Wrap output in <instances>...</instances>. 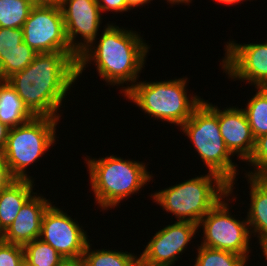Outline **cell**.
I'll return each mask as SVG.
<instances>
[{"mask_svg":"<svg viewBox=\"0 0 267 266\" xmlns=\"http://www.w3.org/2000/svg\"><path fill=\"white\" fill-rule=\"evenodd\" d=\"M222 68L233 79L246 80L255 87H267V41L259 44L227 42Z\"/></svg>","mask_w":267,"mask_h":266,"instance_id":"12","label":"cell"},{"mask_svg":"<svg viewBox=\"0 0 267 266\" xmlns=\"http://www.w3.org/2000/svg\"><path fill=\"white\" fill-rule=\"evenodd\" d=\"M187 79L136 82L123 87V92L149 116L182 126L203 101L197 95L187 96Z\"/></svg>","mask_w":267,"mask_h":266,"instance_id":"6","label":"cell"},{"mask_svg":"<svg viewBox=\"0 0 267 266\" xmlns=\"http://www.w3.org/2000/svg\"><path fill=\"white\" fill-rule=\"evenodd\" d=\"M33 117L15 89L6 80H0V121L14 128Z\"/></svg>","mask_w":267,"mask_h":266,"instance_id":"18","label":"cell"},{"mask_svg":"<svg viewBox=\"0 0 267 266\" xmlns=\"http://www.w3.org/2000/svg\"><path fill=\"white\" fill-rule=\"evenodd\" d=\"M3 232L4 231L0 228V239L2 238Z\"/></svg>","mask_w":267,"mask_h":266,"instance_id":"37","label":"cell"},{"mask_svg":"<svg viewBox=\"0 0 267 266\" xmlns=\"http://www.w3.org/2000/svg\"><path fill=\"white\" fill-rule=\"evenodd\" d=\"M62 0H31L34 5H60Z\"/></svg>","mask_w":267,"mask_h":266,"instance_id":"32","label":"cell"},{"mask_svg":"<svg viewBox=\"0 0 267 266\" xmlns=\"http://www.w3.org/2000/svg\"><path fill=\"white\" fill-rule=\"evenodd\" d=\"M87 233L60 208L50 204L42 219L40 239L63 258L83 255L89 240Z\"/></svg>","mask_w":267,"mask_h":266,"instance_id":"10","label":"cell"},{"mask_svg":"<svg viewBox=\"0 0 267 266\" xmlns=\"http://www.w3.org/2000/svg\"><path fill=\"white\" fill-rule=\"evenodd\" d=\"M24 262L29 266H58L63 257L40 238L23 246Z\"/></svg>","mask_w":267,"mask_h":266,"instance_id":"22","label":"cell"},{"mask_svg":"<svg viewBox=\"0 0 267 266\" xmlns=\"http://www.w3.org/2000/svg\"><path fill=\"white\" fill-rule=\"evenodd\" d=\"M191 0H170L171 4H179V3H189Z\"/></svg>","mask_w":267,"mask_h":266,"instance_id":"36","label":"cell"},{"mask_svg":"<svg viewBox=\"0 0 267 266\" xmlns=\"http://www.w3.org/2000/svg\"><path fill=\"white\" fill-rule=\"evenodd\" d=\"M92 191L102 209L117 206L121 200L138 193L152 180L142 162L124 160L113 155L106 158H86Z\"/></svg>","mask_w":267,"mask_h":266,"instance_id":"4","label":"cell"},{"mask_svg":"<svg viewBox=\"0 0 267 266\" xmlns=\"http://www.w3.org/2000/svg\"><path fill=\"white\" fill-rule=\"evenodd\" d=\"M126 1H127V7L129 9H132L133 7L134 9L135 7H138L140 5L149 3L151 0H126Z\"/></svg>","mask_w":267,"mask_h":266,"instance_id":"33","label":"cell"},{"mask_svg":"<svg viewBox=\"0 0 267 266\" xmlns=\"http://www.w3.org/2000/svg\"><path fill=\"white\" fill-rule=\"evenodd\" d=\"M58 120L59 118L52 117H33L24 124L10 128L2 155L15 179H31L25 169L36 160L39 161L53 145Z\"/></svg>","mask_w":267,"mask_h":266,"instance_id":"7","label":"cell"},{"mask_svg":"<svg viewBox=\"0 0 267 266\" xmlns=\"http://www.w3.org/2000/svg\"><path fill=\"white\" fill-rule=\"evenodd\" d=\"M10 128L0 121V154L3 153Z\"/></svg>","mask_w":267,"mask_h":266,"instance_id":"31","label":"cell"},{"mask_svg":"<svg viewBox=\"0 0 267 266\" xmlns=\"http://www.w3.org/2000/svg\"><path fill=\"white\" fill-rule=\"evenodd\" d=\"M36 52L24 41L0 63V80H7L13 74L24 70L36 56Z\"/></svg>","mask_w":267,"mask_h":266,"instance_id":"24","label":"cell"},{"mask_svg":"<svg viewBox=\"0 0 267 266\" xmlns=\"http://www.w3.org/2000/svg\"><path fill=\"white\" fill-rule=\"evenodd\" d=\"M77 78V63L66 52H51L37 53L6 81L34 117L60 118L57 110Z\"/></svg>","mask_w":267,"mask_h":266,"instance_id":"1","label":"cell"},{"mask_svg":"<svg viewBox=\"0 0 267 266\" xmlns=\"http://www.w3.org/2000/svg\"><path fill=\"white\" fill-rule=\"evenodd\" d=\"M198 228L195 223L177 220L159 230L139 256V266H172Z\"/></svg>","mask_w":267,"mask_h":266,"instance_id":"11","label":"cell"},{"mask_svg":"<svg viewBox=\"0 0 267 266\" xmlns=\"http://www.w3.org/2000/svg\"><path fill=\"white\" fill-rule=\"evenodd\" d=\"M247 176L251 203L246 220L252 229L250 233L259 234L257 238L261 244L267 242V177Z\"/></svg>","mask_w":267,"mask_h":266,"instance_id":"16","label":"cell"},{"mask_svg":"<svg viewBox=\"0 0 267 266\" xmlns=\"http://www.w3.org/2000/svg\"><path fill=\"white\" fill-rule=\"evenodd\" d=\"M33 179H15L0 192V228L5 231L34 194Z\"/></svg>","mask_w":267,"mask_h":266,"instance_id":"17","label":"cell"},{"mask_svg":"<svg viewBox=\"0 0 267 266\" xmlns=\"http://www.w3.org/2000/svg\"><path fill=\"white\" fill-rule=\"evenodd\" d=\"M90 242L86 245L83 256L87 266H139V257L129 252L112 250H92Z\"/></svg>","mask_w":267,"mask_h":266,"instance_id":"20","label":"cell"},{"mask_svg":"<svg viewBox=\"0 0 267 266\" xmlns=\"http://www.w3.org/2000/svg\"><path fill=\"white\" fill-rule=\"evenodd\" d=\"M35 194L21 207L13 223L3 232L1 240L25 246L40 237L43 214L51 202Z\"/></svg>","mask_w":267,"mask_h":266,"instance_id":"15","label":"cell"},{"mask_svg":"<svg viewBox=\"0 0 267 266\" xmlns=\"http://www.w3.org/2000/svg\"><path fill=\"white\" fill-rule=\"evenodd\" d=\"M60 8L67 40L71 49L79 56L96 41L102 19L99 5L97 0H62ZM78 34L84 43L75 41Z\"/></svg>","mask_w":267,"mask_h":266,"instance_id":"13","label":"cell"},{"mask_svg":"<svg viewBox=\"0 0 267 266\" xmlns=\"http://www.w3.org/2000/svg\"><path fill=\"white\" fill-rule=\"evenodd\" d=\"M218 122L221 136L230 153L238 154L240 160L248 161L254 151L255 138L243 109H218Z\"/></svg>","mask_w":267,"mask_h":266,"instance_id":"14","label":"cell"},{"mask_svg":"<svg viewBox=\"0 0 267 266\" xmlns=\"http://www.w3.org/2000/svg\"><path fill=\"white\" fill-rule=\"evenodd\" d=\"M216 2H220V3H224V4H227V5H233L235 3H239L241 1H244V0H215Z\"/></svg>","mask_w":267,"mask_h":266,"instance_id":"34","label":"cell"},{"mask_svg":"<svg viewBox=\"0 0 267 266\" xmlns=\"http://www.w3.org/2000/svg\"><path fill=\"white\" fill-rule=\"evenodd\" d=\"M180 129L189 137L209 172L226 181L232 193L237 169L220 133L218 107L202 101Z\"/></svg>","mask_w":267,"mask_h":266,"instance_id":"5","label":"cell"},{"mask_svg":"<svg viewBox=\"0 0 267 266\" xmlns=\"http://www.w3.org/2000/svg\"><path fill=\"white\" fill-rule=\"evenodd\" d=\"M248 162L253 165L255 170L246 175L267 177V133L255 139L254 151Z\"/></svg>","mask_w":267,"mask_h":266,"instance_id":"25","label":"cell"},{"mask_svg":"<svg viewBox=\"0 0 267 266\" xmlns=\"http://www.w3.org/2000/svg\"><path fill=\"white\" fill-rule=\"evenodd\" d=\"M23 263V246L7 243L0 239V266H22Z\"/></svg>","mask_w":267,"mask_h":266,"instance_id":"27","label":"cell"},{"mask_svg":"<svg viewBox=\"0 0 267 266\" xmlns=\"http://www.w3.org/2000/svg\"><path fill=\"white\" fill-rule=\"evenodd\" d=\"M101 13L104 11L124 12L130 10L126 0H97Z\"/></svg>","mask_w":267,"mask_h":266,"instance_id":"28","label":"cell"},{"mask_svg":"<svg viewBox=\"0 0 267 266\" xmlns=\"http://www.w3.org/2000/svg\"><path fill=\"white\" fill-rule=\"evenodd\" d=\"M22 30L23 41L36 53L66 52L78 62L66 37L60 5H35Z\"/></svg>","mask_w":267,"mask_h":266,"instance_id":"8","label":"cell"},{"mask_svg":"<svg viewBox=\"0 0 267 266\" xmlns=\"http://www.w3.org/2000/svg\"><path fill=\"white\" fill-rule=\"evenodd\" d=\"M58 266H87L83 255L78 257L63 258Z\"/></svg>","mask_w":267,"mask_h":266,"instance_id":"30","label":"cell"},{"mask_svg":"<svg viewBox=\"0 0 267 266\" xmlns=\"http://www.w3.org/2000/svg\"><path fill=\"white\" fill-rule=\"evenodd\" d=\"M260 246H261L262 251L264 253V256H265V258L267 260V242L261 243Z\"/></svg>","mask_w":267,"mask_h":266,"instance_id":"35","label":"cell"},{"mask_svg":"<svg viewBox=\"0 0 267 266\" xmlns=\"http://www.w3.org/2000/svg\"><path fill=\"white\" fill-rule=\"evenodd\" d=\"M34 6L31 0H0V27L22 29Z\"/></svg>","mask_w":267,"mask_h":266,"instance_id":"21","label":"cell"},{"mask_svg":"<svg viewBox=\"0 0 267 266\" xmlns=\"http://www.w3.org/2000/svg\"><path fill=\"white\" fill-rule=\"evenodd\" d=\"M98 42L97 47L89 46L79 55L77 76L94 60L99 76L107 81V84H135L149 48L141 36L136 34V31H127L107 24Z\"/></svg>","mask_w":267,"mask_h":266,"instance_id":"2","label":"cell"},{"mask_svg":"<svg viewBox=\"0 0 267 266\" xmlns=\"http://www.w3.org/2000/svg\"><path fill=\"white\" fill-rule=\"evenodd\" d=\"M222 199L200 220L203 227L202 246L237 253L248 260L251 236L247 220H237Z\"/></svg>","mask_w":267,"mask_h":266,"instance_id":"9","label":"cell"},{"mask_svg":"<svg viewBox=\"0 0 267 266\" xmlns=\"http://www.w3.org/2000/svg\"><path fill=\"white\" fill-rule=\"evenodd\" d=\"M194 266H245L247 259L226 250L199 246Z\"/></svg>","mask_w":267,"mask_h":266,"instance_id":"23","label":"cell"},{"mask_svg":"<svg viewBox=\"0 0 267 266\" xmlns=\"http://www.w3.org/2000/svg\"><path fill=\"white\" fill-rule=\"evenodd\" d=\"M23 42V30L21 28L0 27V63L4 61V55L11 54Z\"/></svg>","mask_w":267,"mask_h":266,"instance_id":"26","label":"cell"},{"mask_svg":"<svg viewBox=\"0 0 267 266\" xmlns=\"http://www.w3.org/2000/svg\"><path fill=\"white\" fill-rule=\"evenodd\" d=\"M14 180L15 178L10 174L3 155L0 154V192Z\"/></svg>","mask_w":267,"mask_h":266,"instance_id":"29","label":"cell"},{"mask_svg":"<svg viewBox=\"0 0 267 266\" xmlns=\"http://www.w3.org/2000/svg\"><path fill=\"white\" fill-rule=\"evenodd\" d=\"M229 184L219 175L209 172L160 190L151 196L178 221L198 225L200 220L223 198L230 196ZM187 217V218H186Z\"/></svg>","mask_w":267,"mask_h":266,"instance_id":"3","label":"cell"},{"mask_svg":"<svg viewBox=\"0 0 267 266\" xmlns=\"http://www.w3.org/2000/svg\"><path fill=\"white\" fill-rule=\"evenodd\" d=\"M257 89L256 94L243 109L255 139L267 133V87Z\"/></svg>","mask_w":267,"mask_h":266,"instance_id":"19","label":"cell"}]
</instances>
